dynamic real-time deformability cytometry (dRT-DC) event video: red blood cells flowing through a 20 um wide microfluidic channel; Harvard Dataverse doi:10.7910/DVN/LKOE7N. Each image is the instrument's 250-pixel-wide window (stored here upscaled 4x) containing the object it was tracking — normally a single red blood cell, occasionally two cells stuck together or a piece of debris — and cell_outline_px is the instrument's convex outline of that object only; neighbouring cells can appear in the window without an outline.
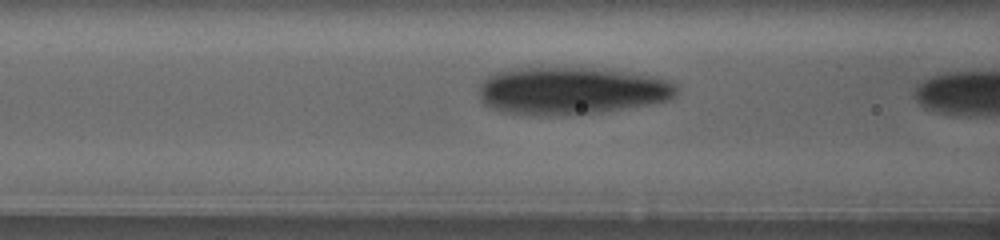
{"species": "human", "species_latin": "Homo sapiens", "temperature_condition": "warm", "stored_images_in_passage": 8, "camera_frame_rate_fps": 3000, "um_per_image_px": 0.085, "donor": {"sex": "female"}, "frame": {"image": 1, "passage_image": 6, "time_ms": 2.333, "image_size_px": [1000, 240], "cell_outline_px": [[676, 96], [668, 100], [648, 104], [600, 112], [552, 116], [540, 116], [500, 112], [488, 108], [480, 100], [480, 84], [488, 76], [496, 72], [512, 68], [592, 68], [632, 72], [652, 76], [664, 80], [672, 84], [676, 88]], "centroid_in_image_um": [48.48, 7.72], "position_along_channel_um": 118.1, "area_um2": 54.74}}